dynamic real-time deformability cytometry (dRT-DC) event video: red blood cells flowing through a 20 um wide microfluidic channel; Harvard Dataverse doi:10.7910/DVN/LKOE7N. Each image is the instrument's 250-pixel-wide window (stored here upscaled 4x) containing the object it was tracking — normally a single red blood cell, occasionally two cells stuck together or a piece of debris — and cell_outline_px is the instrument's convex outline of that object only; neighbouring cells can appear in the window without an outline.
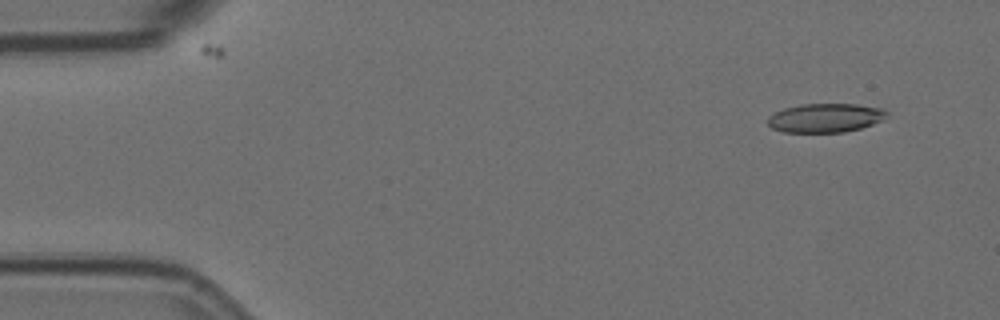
{"species": "Egyptian fruit bat (a non-hibernating species)", "species_latin": "Rousettus aegyptiacus", "temperature_condition": "room temperature", "stored_images_in_passage": 4, "camera_frame_rate_fps": 3000, "um_per_image_px": 0.085, "animal": {"sex": "female"}, "frame": {"image": 1, "passage_image": 2, "time_ms": 0.333, "image_size_px": [1000, 320], "cell_outline_px": [[888, 116], [884, 120], [860, 128], [844, 132], [784, 132], [772, 128], [768, 124], [768, 116], [784, 108], [800, 104], [856, 104], [884, 108], [888, 112]], "centroid_in_image_um": [70.19, 10.01], "position_along_channel_um": 14.8, "area_um2": 20.17}}